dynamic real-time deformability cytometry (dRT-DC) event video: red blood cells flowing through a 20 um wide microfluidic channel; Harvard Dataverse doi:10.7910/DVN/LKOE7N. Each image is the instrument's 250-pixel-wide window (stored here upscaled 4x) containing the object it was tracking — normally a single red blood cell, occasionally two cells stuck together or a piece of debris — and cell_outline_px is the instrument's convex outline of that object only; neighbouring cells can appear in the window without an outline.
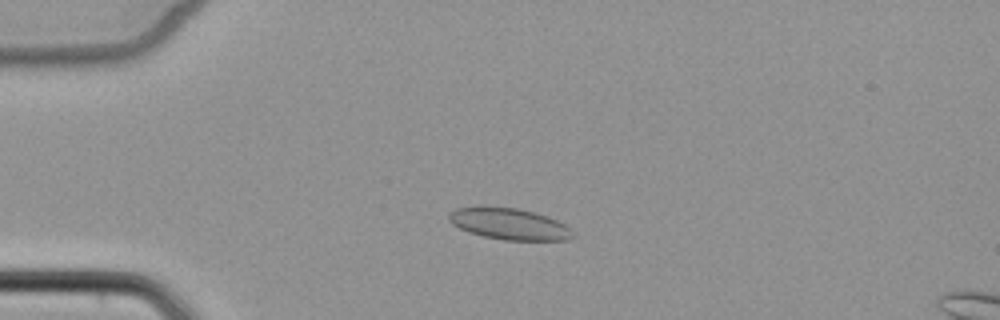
{"species": "common noctule bat (a hibernating species)", "species_latin": "Nyctalus noctula", "temperature_condition": "cold", "stored_images_in_passage": 5, "camera_frame_rate_fps": 3000, "um_per_image_px": 0.085, "animal": {"sex": "female", "body_mass_g": 22.7, "forearm_length_mm": 54.2}, "frame": {"image": 1, "passage_image": 4, "time_ms": 3.667, "image_size_px": [1000, 320], "cell_outline_px": [[576, 236], [568, 240], [504, 240], [484, 236], [468, 232], [452, 224], [448, 220], [448, 216], [456, 208], [476, 204], [484, 204], [520, 208], [536, 212], [548, 216], [564, 224]], "centroid_in_image_um": [43.24, 18.99], "position_along_channel_um": 41.8, "area_um2": 23.35}}